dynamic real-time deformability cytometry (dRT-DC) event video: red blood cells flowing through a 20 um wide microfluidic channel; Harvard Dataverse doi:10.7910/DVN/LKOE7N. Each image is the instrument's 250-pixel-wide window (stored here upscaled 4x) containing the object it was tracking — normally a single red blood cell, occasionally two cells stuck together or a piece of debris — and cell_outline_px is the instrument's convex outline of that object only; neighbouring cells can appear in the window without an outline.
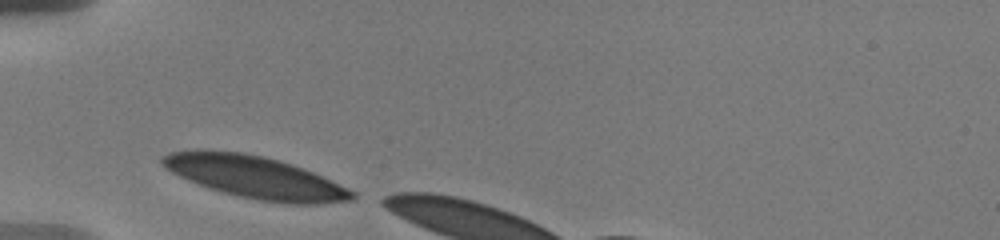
{"species": "human", "species_latin": "Homo sapiens", "temperature_condition": "warm", "stored_images_in_passage": 3, "camera_frame_rate_fps": 3000, "um_per_image_px": 0.085, "donor": {"sex": "male"}, "frame": {"image": 1, "passage_image": 1, "time_ms": 0.0, "image_size_px": [1000, 240], "cell_outline_px": [[356, 200], [320, 204], [288, 204], [256, 200], [208, 188], [188, 180], [172, 172], [160, 160], [160, 156], [168, 152], [196, 148], [208, 148], [244, 152], [264, 156], [280, 160], [292, 164], [312, 172], [348, 188], [356, 192]], "centroid_in_image_um": [21.66, 15.04], "position_along_channel_um": 63.3, "area_um2": 47.28}}